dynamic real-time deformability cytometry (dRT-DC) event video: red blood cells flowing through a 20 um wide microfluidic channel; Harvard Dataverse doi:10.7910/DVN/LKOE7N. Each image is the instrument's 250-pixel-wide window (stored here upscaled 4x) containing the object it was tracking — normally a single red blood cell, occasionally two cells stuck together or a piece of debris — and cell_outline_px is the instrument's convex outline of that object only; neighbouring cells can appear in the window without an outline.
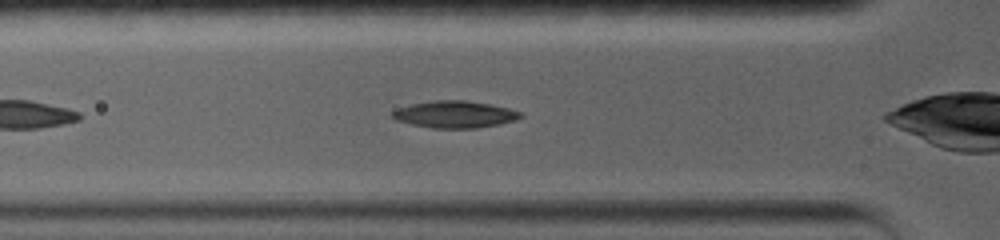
{"species": "common noctule bat (a hibernating species)", "species_latin": "Nyctalus noctula", "temperature_condition": "warm", "stored_images_in_passage": 44, "camera_frame_rate_fps": 5000, "um_per_image_px": 0.085, "animal": {"sex": "female", "body_mass_g": 19.0, "forearm_length_mm": 56.7}, "frame": {"image": 1, "passage_image": 9, "time_ms": 1.8, "image_size_px": [1000, 240], "cell_outline_px": [[524, 116], [516, 120], [500, 124], [476, 128], [432, 128], [412, 124], [396, 120], [388, 116], [392, 112], [400, 108], [412, 104], [432, 100], [468, 100], [492, 104], [508, 108], [520, 112]], "centroid_in_image_um": [38.67, 9.72], "position_along_channel_um": 87.1, "area_um2": 20.23}}
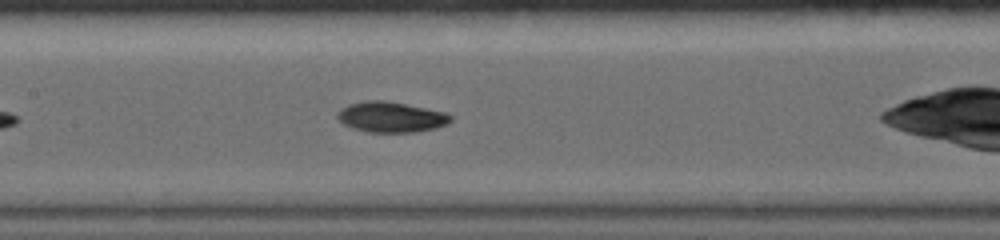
{"frame": {"image": 2, "passage_image": 25, "time_ms": 4.2, "image_size_px": [1000, 240], "cell_outline_px": [[452, 120], [448, 124], [436, 128], [416, 132], [368, 132], [352, 128], [344, 124], [336, 116], [336, 112], [340, 108], [348, 104], [364, 100], [384, 100], [444, 112], [452, 116]], "centroid_in_image_um": [33.2, 9.95], "position_along_channel_um": 174.2, "area_um2": 20.17}}
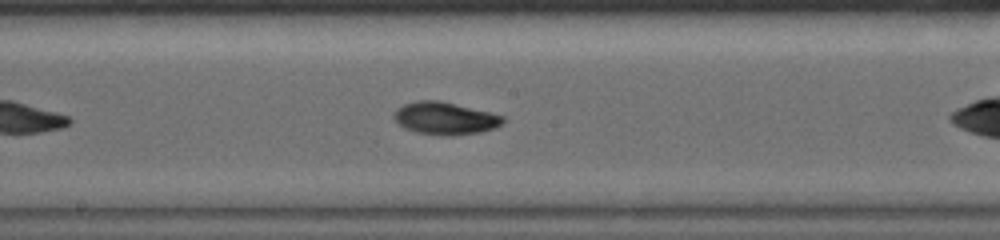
{"frame": {"image": 3, "passage_image": 33, "time_ms": 5.2, "image_size_px": [1000, 240], "cell_outline_px": [[504, 124], [480, 132], [452, 136], [440, 136], [416, 132], [404, 128], [392, 116], [396, 108], [404, 104], [416, 100], [440, 100], [504, 116]], "centroid_in_image_um": [37.8, 10.06], "position_along_channel_um": 210.4, "area_um2": 20.69}}